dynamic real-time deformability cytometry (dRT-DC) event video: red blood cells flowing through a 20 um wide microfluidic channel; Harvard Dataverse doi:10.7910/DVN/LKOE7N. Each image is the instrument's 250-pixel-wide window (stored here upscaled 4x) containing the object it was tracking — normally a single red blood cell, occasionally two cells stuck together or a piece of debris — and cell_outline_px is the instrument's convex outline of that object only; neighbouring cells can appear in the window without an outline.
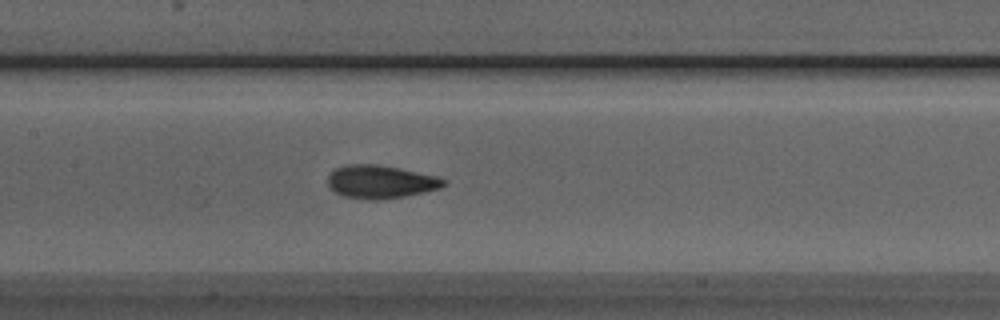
{"species": "Egyptian fruit bat (a non-hibernating species)", "species_latin": "Rousettus aegyptiacus", "temperature_condition": "room temperature", "stored_images_in_passage": 46, "camera_frame_rate_fps": 3000, "um_per_image_px": 0.085, "animal": {"sex": "male"}, "frame": {"image": 1, "passage_image": 19, "time_ms": 6.0, "image_size_px": [1000, 320], "cell_outline_px": [[448, 184], [440, 188], [424, 192], [404, 196], [380, 200], [372, 200], [344, 196], [328, 188], [328, 176], [336, 168], [348, 164], [376, 164], [400, 168], [436, 176], [448, 180]], "centroid_in_image_um": [32.37, 15.45], "position_along_channel_um": 175.0, "area_um2": 22.43}}
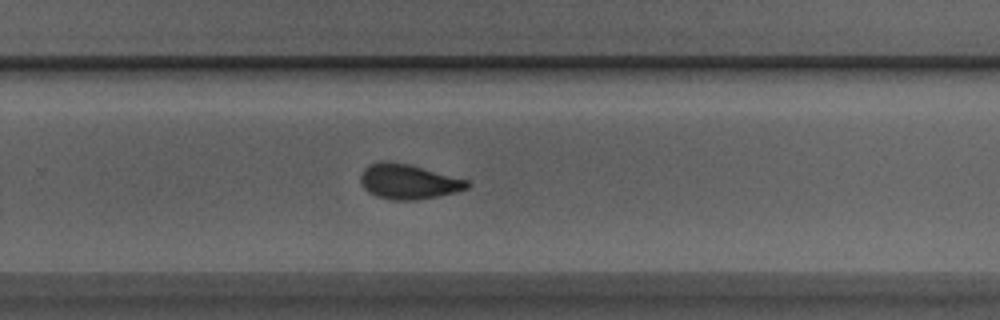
{"frame": {"image": 2, "passage_image": 28, "time_ms": 9.0, "image_size_px": [1000, 320], "cell_outline_px": [[472, 184], [468, 188], [456, 192], [440, 196], [416, 200], [388, 200], [376, 196], [368, 192], [364, 188], [360, 180], [360, 176], [364, 168], [368, 164], [380, 160], [388, 160], [408, 164], [468, 180]], "centroid_in_image_um": [34.69, 15.44], "position_along_channel_um": 295.1, "area_um2": 21.96}}
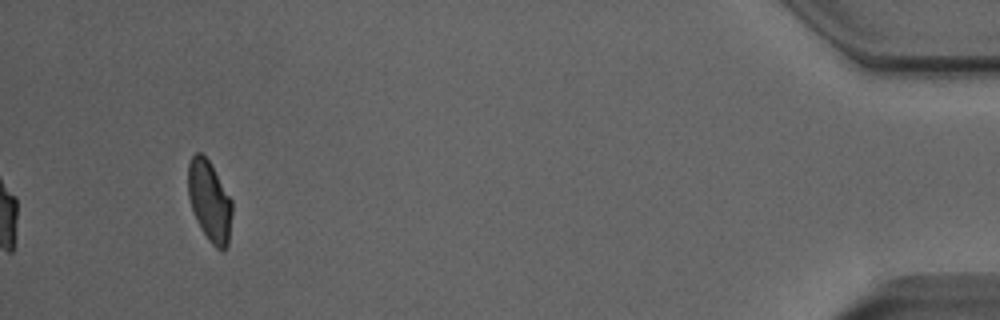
{"frame": {"image": 3, "passage_image": 43, "time_ms": 14.0, "image_size_px": [1000, 320], "cell_outline_px": [[232, 212], [228, 244], [224, 252], [220, 252], [208, 240], [200, 228], [196, 220], [188, 196], [188, 164], [192, 156], [196, 152], [200, 152], [208, 160], [232, 200]], "centroid_in_image_um": [17.81, 17.14], "position_along_channel_um": 417.4, "area_um2": 20.69}}